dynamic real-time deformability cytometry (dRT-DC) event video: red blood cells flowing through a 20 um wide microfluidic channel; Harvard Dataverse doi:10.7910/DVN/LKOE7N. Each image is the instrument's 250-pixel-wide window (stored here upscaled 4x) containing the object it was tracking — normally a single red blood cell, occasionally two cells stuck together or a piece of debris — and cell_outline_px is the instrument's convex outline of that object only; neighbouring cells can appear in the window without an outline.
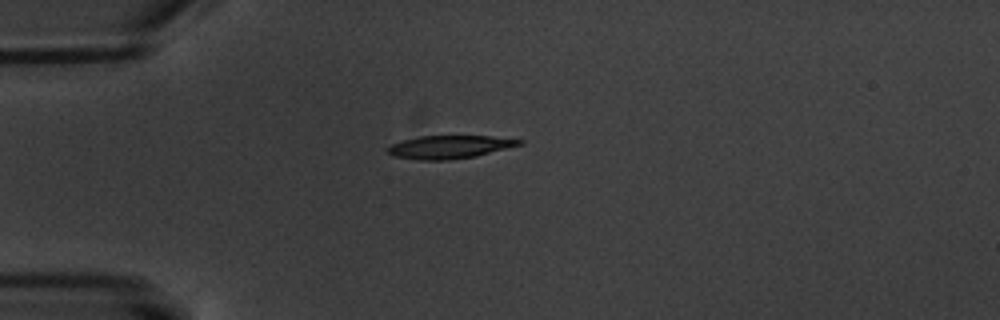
{"species": "common noctule bat (a hibernating species)", "species_latin": "Nyctalus noctula", "temperature_condition": "warm", "stored_images_in_passage": 9, "camera_frame_rate_fps": 3000, "um_per_image_px": 0.085, "animal": {"sex": "male", "body_mass_g": 20.1, "forearm_length_mm": 53.5}, "frame": {"image": 1, "passage_image": 1, "time_ms": 0.0, "image_size_px": [1000, 320], "cell_outline_px": [[524, 144], [476, 156], [444, 160], [420, 160], [392, 156], [384, 148], [392, 144], [404, 140], [420, 136], [492, 136], [524, 140]], "centroid_in_image_um": [38.21, 12.49], "position_along_channel_um": 46.8, "area_um2": 17.69}}
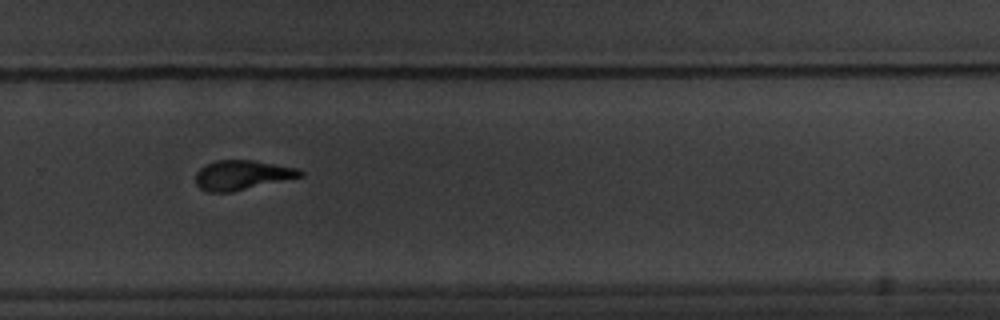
{"frame": {"image": 2, "passage_image": 8, "time_ms": 8.333, "image_size_px": [1000, 320], "cell_outline_px": [[304, 176], [232, 192], [208, 192], [200, 188], [196, 184], [196, 172], [200, 168], [216, 160], [252, 160], [296, 168], [304, 172]], "centroid_in_image_um": [20.57, 14.89], "position_along_channel_um": 309.2, "area_um2": 17.92}}
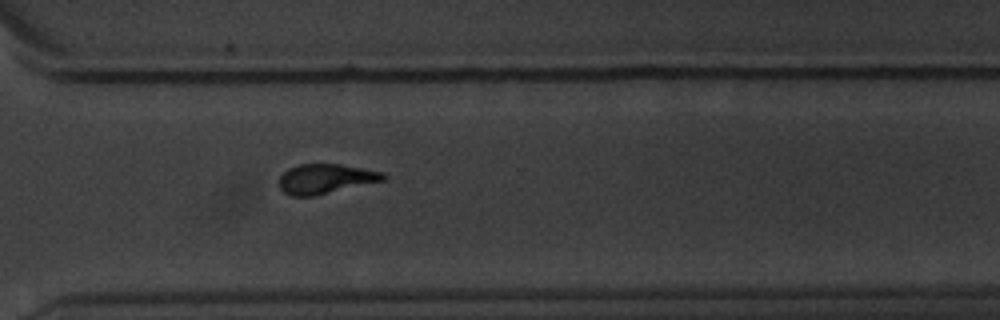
{"frame": {"image": 3, "passage_image": 9, "time_ms": 9.333, "image_size_px": [1000, 320], "cell_outline_px": [[388, 176], [384, 180], [316, 196], [292, 196], [284, 192], [280, 188], [280, 176], [288, 168], [300, 164], [340, 164], [384, 172]], "centroid_in_image_um": [27.69, 15.2], "position_along_channel_um": 342.9, "area_um2": 18.03}}